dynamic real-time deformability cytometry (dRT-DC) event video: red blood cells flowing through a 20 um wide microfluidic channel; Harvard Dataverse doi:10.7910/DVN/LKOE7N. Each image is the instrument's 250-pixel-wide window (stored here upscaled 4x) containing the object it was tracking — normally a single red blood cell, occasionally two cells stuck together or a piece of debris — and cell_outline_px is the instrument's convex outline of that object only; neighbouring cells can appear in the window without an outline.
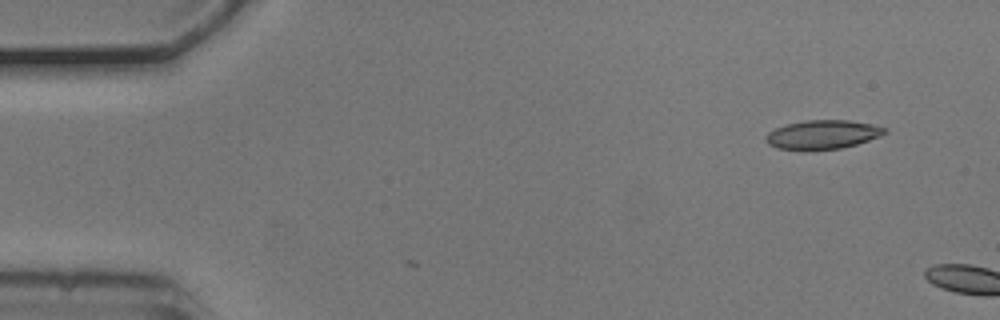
{"species": "common noctule bat (a hibernating species)", "species_latin": "Nyctalus noctula", "temperature_condition": "cold", "stored_images_in_passage": 3, "camera_frame_rate_fps": 3000, "um_per_image_px": 0.085, "animal": {"sex": "male", "body_mass_g": 20.5, "forearm_length_mm": 52.5}, "frame": {"image": 1, "passage_image": 1, "time_ms": 0.0, "image_size_px": [1000, 320], "cell_outline_px": [[888, 132], [880, 136], [856, 144], [840, 148], [808, 152], [800, 152], [776, 148], [768, 144], [764, 140], [764, 136], [768, 132], [776, 128], [788, 124], [804, 120], [848, 120], [872, 124], [888, 128]], "centroid_in_image_um": [69.87, 11.47], "position_along_channel_um": 15.1, "area_um2": 20.63}}